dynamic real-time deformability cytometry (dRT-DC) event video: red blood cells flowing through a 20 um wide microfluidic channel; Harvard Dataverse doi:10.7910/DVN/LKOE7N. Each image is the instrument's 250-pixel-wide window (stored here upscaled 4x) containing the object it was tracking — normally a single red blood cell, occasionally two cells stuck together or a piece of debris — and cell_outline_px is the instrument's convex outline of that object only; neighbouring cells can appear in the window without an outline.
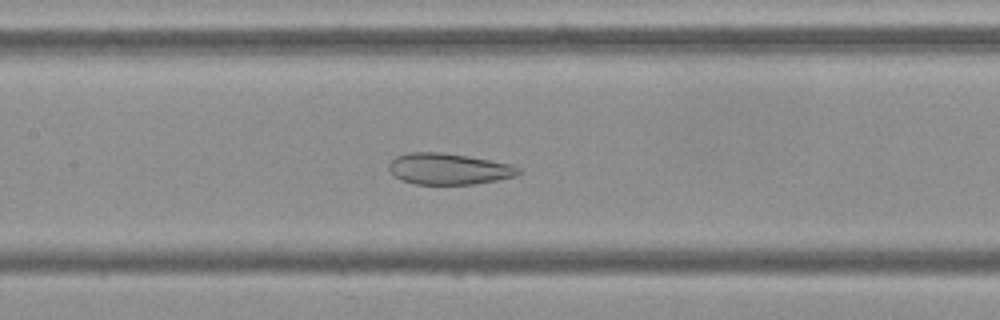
{"species": "Egyptian fruit bat (a non-hibernating species)", "species_latin": "Rousettus aegyptiacus", "temperature_condition": "cold", "stored_images_in_passage": 54, "camera_frame_rate_fps": 3000, "um_per_image_px": 0.085, "frame": {"image": 1, "passage_image": 25, "time_ms": 8.0, "image_size_px": [1000, 320], "cell_outline_px": [[520, 172], [516, 176], [496, 180], [472, 184], [416, 184], [400, 180], [392, 176], [388, 168], [388, 164], [396, 156], [412, 152], [440, 152], [468, 156], [512, 164], [520, 168]], "centroid_in_image_um": [38.11, 14.36], "position_along_channel_um": 169.3, "area_um2": 23.64}}
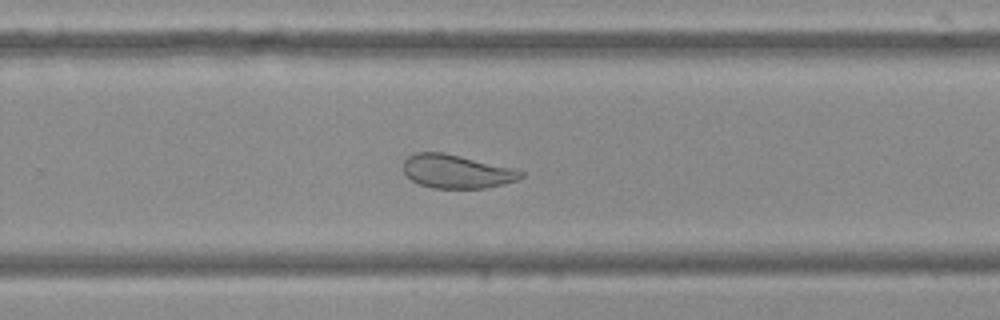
{"frame": {"image": 2, "passage_image": 35, "time_ms": 11.333, "image_size_px": [1000, 320], "cell_outline_px": [[524, 176], [516, 180], [504, 184], [484, 188], [432, 188], [420, 184], [412, 180], [404, 172], [400, 164], [408, 156], [416, 152], [444, 152], [512, 168], [524, 172]], "centroid_in_image_um": [38.77, 14.57], "position_along_channel_um": 291.0, "area_um2": 23.0}}
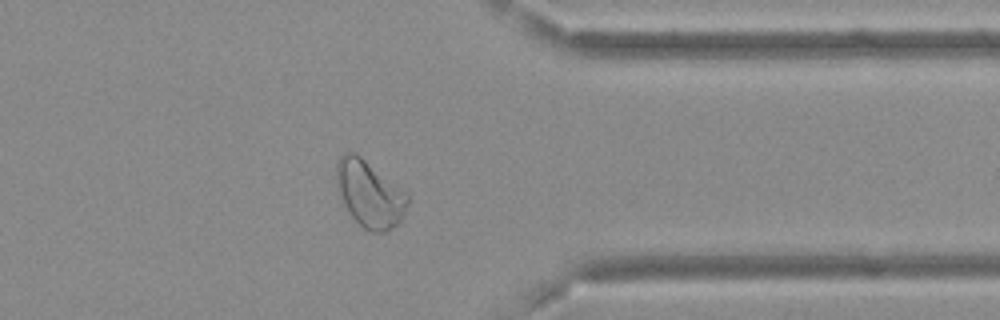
{"frame": {"image": 3, "passage_image": 43, "time_ms": 14.0, "image_size_px": [1000, 320], "cell_outline_px": [[408, 204], [400, 220], [388, 232], [372, 232], [364, 228], [348, 212], [336, 192], [336, 160], [344, 152], [356, 152], [408, 192]], "centroid_in_image_um": [31.39, 16.45], "position_along_channel_um": 380.0, "area_um2": 28.09}}